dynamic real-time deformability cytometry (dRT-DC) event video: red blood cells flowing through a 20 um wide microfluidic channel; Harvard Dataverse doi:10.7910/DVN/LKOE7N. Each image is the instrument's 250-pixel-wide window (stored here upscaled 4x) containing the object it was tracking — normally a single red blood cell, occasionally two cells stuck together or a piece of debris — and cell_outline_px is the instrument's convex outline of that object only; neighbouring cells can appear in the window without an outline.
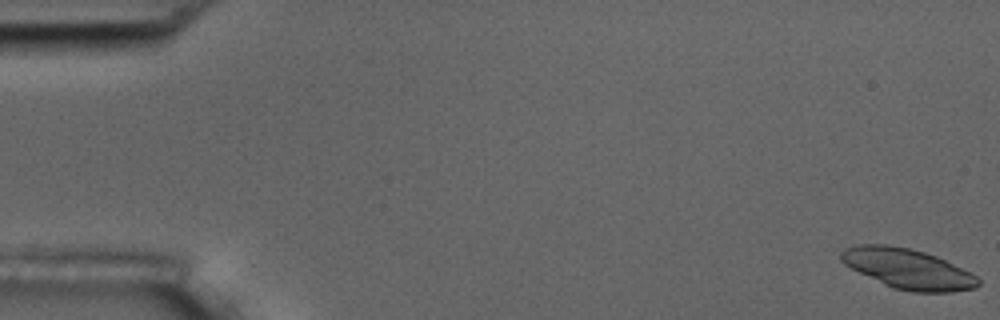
{"species": "common noctule bat (a hibernating species)", "species_latin": "Nyctalus noctula", "temperature_condition": "room temperature", "stored_images_in_passage": 57, "camera_frame_rate_fps": 3000, "um_per_image_px": 0.085, "animal": {"sex": "male", "body_mass_g": 17.5, "forearm_length_mm": 52.3}, "frame": {"image": 1, "passage_image": 1, "time_ms": 0.0, "image_size_px": [1000, 320], "cell_outline_px": [[980, 284], [976, 288], [952, 292], [912, 292], [892, 288], [844, 264], [840, 260], [840, 252], [844, 248], [856, 244], [888, 244], [912, 248], [936, 256], [976, 276], [980, 280]], "centroid_in_image_um": [77.14, 22.84], "position_along_channel_um": 7.9, "area_um2": 31.91}}